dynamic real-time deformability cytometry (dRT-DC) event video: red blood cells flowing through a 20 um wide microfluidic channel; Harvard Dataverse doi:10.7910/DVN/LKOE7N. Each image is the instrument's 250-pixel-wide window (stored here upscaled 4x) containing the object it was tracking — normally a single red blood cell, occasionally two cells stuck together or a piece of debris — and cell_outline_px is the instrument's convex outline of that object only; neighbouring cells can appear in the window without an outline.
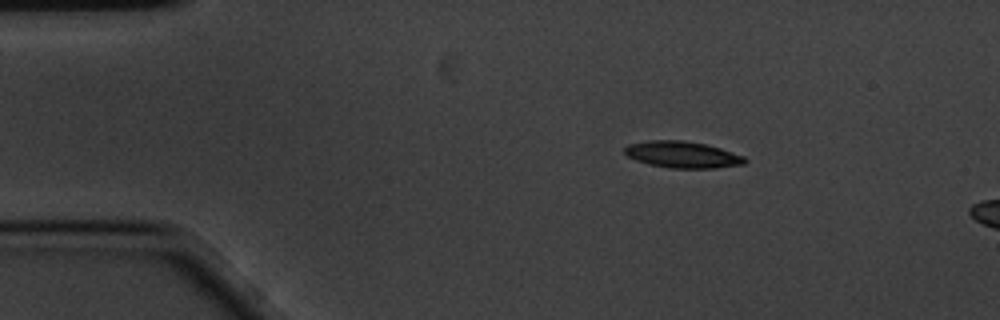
{"species": "common noctule bat (a hibernating species)", "species_latin": "Nyctalus noctula", "temperature_condition": "cold", "stored_images_in_passage": 4, "camera_frame_rate_fps": 3000, "um_per_image_px": 0.085, "animal": {"sex": "male", "body_mass_g": 20.1, "forearm_length_mm": 53.5}, "frame": {"image": 1, "passage_image": 2, "time_ms": 0.333, "image_size_px": [1000, 320], "cell_outline_px": [[748, 160], [744, 164], [716, 168], [668, 168], [648, 164], [636, 160], [628, 156], [624, 152], [624, 148], [628, 144], [648, 140], [680, 140], [704, 144], [720, 148], [744, 156]], "centroid_in_image_um": [58.0, 13.14], "position_along_channel_um": 27.0, "area_um2": 18.61}}